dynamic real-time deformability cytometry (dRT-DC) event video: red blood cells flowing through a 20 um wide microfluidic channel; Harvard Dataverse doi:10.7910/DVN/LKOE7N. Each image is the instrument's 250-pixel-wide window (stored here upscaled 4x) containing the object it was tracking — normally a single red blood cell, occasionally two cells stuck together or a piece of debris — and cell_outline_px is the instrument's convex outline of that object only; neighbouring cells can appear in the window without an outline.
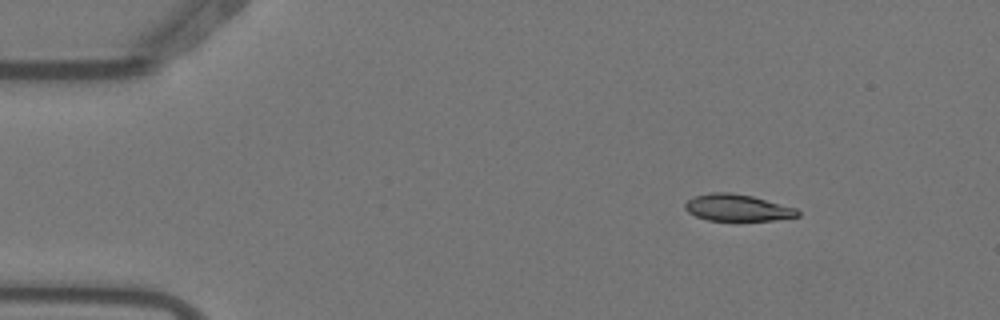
{"species": "Egyptian fruit bat (a non-hibernating species)", "species_latin": "Rousettus aegyptiacus", "temperature_condition": "warm", "stored_images_in_passage": 4, "camera_frame_rate_fps": 3000, "um_per_image_px": 0.085, "animal": {"sex": "female"}, "frame": {"image": 1, "passage_image": 2, "time_ms": 0.333, "image_size_px": [1000, 320], "cell_outline_px": [[800, 216], [772, 220], [736, 224], [708, 220], [696, 216], [688, 212], [684, 208], [684, 204], [688, 200], [696, 196], [712, 192], [732, 192], [752, 196], [796, 208], [800, 212]], "centroid_in_image_um": [62.68, 17.71], "position_along_channel_um": 22.3, "area_um2": 18.32}}